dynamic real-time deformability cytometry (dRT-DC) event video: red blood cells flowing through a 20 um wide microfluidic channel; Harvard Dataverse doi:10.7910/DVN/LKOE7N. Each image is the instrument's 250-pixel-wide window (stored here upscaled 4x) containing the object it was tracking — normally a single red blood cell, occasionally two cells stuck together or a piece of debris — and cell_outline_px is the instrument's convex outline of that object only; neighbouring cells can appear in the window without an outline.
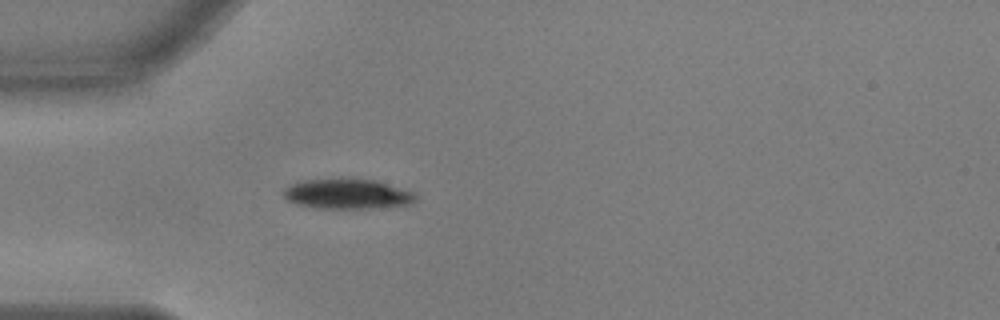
{"species": "common noctule bat (a hibernating species)", "species_latin": "Nyctalus noctula", "temperature_condition": "warm", "stored_images_in_passage": 40, "camera_frame_rate_fps": 3000, "um_per_image_px": 0.085, "animal": {"sex": "male", "body_mass_g": 17.9, "forearm_length_mm": 54.2}, "frame": {"image": 1, "passage_image": 1, "time_ms": 0.0, "image_size_px": [1000, 320], "cell_outline_px": [[416, 200], [412, 204], [368, 208], [316, 208], [296, 204], [288, 200], [284, 196], [284, 188], [300, 180], [352, 176], [376, 180], [412, 192], [416, 196]], "centroid_in_image_um": [29.49, 16.44], "position_along_channel_um": 55.5, "area_um2": 23.64}}
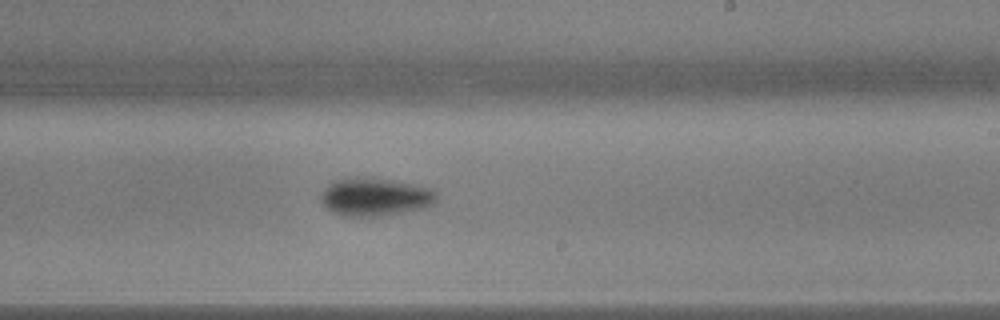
{"frame": {"image": 2, "passage_image": 18, "time_ms": 5.667, "image_size_px": [1000, 320], "cell_outline_px": [[436, 200], [432, 204], [420, 208], [400, 212], [376, 216], [348, 216], [332, 212], [320, 200], [320, 196], [324, 188], [328, 184], [336, 180], [348, 176], [372, 176], [432, 188], [436, 192]], "centroid_in_image_um": [31.83, 16.69], "position_along_channel_um": 257.2, "area_um2": 25.66}}
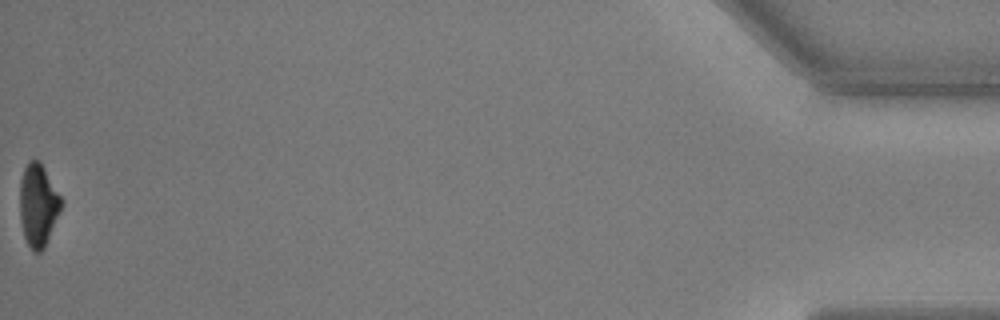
{"frame": {"image": 3, "passage_image": 40, "time_ms": 13.0, "image_size_px": [1000, 320], "cell_outline_px": [[64, 200], [44, 248], [40, 252], [36, 252], [28, 244], [24, 236], [20, 216], [20, 180], [24, 168], [32, 160], [40, 160]], "centroid_in_image_um": [3.25, 17.39], "position_along_channel_um": 431.9, "area_um2": 19.71}, "authors_computed_cell_mechanics": {"area_um2": 23.3512, "velocity_mm_per_s": 3.6709, "shape_relaxation_time_tau1_ms": 2.8425, "shape_relaxation_time_tau2_ms": 3.5207, "deformation_change_tau1": 0.1551, "deformation_change_tau2": 0.0736}}